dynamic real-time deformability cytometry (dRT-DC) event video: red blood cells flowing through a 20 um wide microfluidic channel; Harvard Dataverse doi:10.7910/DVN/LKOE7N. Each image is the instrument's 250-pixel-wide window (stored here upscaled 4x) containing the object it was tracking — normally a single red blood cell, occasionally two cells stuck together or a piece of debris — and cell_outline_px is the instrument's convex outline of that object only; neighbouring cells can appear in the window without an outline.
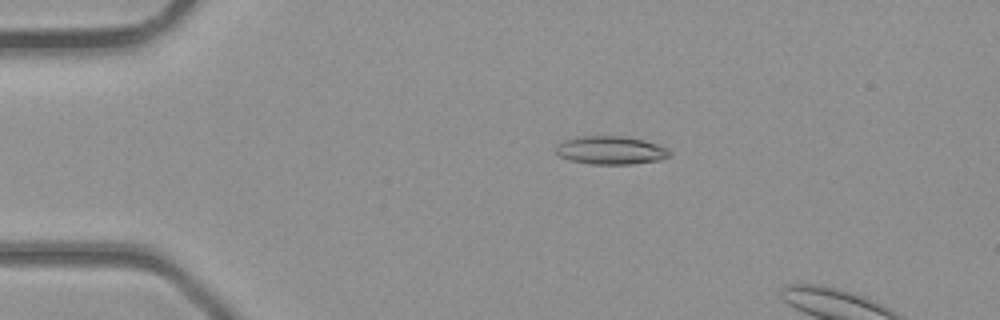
{"species": "common noctule bat (a hibernating species)", "species_latin": "Nyctalus noctula", "temperature_condition": "room temperature", "stored_images_in_passage": 12, "camera_frame_rate_fps": 3000, "um_per_image_px": 0.085, "animal": {"sex": "male", "body_mass_g": 23.1, "forearm_length_mm": 52.7}, "frame": {"image": 1, "passage_image": 9, "time_ms": 2.667, "image_size_px": [1000, 320], "cell_outline_px": [[672, 156], [660, 160], [632, 164], [588, 164], [572, 160], [560, 156], [556, 152], [556, 144], [564, 140], [576, 136], [628, 136], [644, 140], [668, 148], [672, 152]], "centroid_in_image_um": [51.94, 12.76], "position_along_channel_um": 33.1, "area_um2": 18.96}}